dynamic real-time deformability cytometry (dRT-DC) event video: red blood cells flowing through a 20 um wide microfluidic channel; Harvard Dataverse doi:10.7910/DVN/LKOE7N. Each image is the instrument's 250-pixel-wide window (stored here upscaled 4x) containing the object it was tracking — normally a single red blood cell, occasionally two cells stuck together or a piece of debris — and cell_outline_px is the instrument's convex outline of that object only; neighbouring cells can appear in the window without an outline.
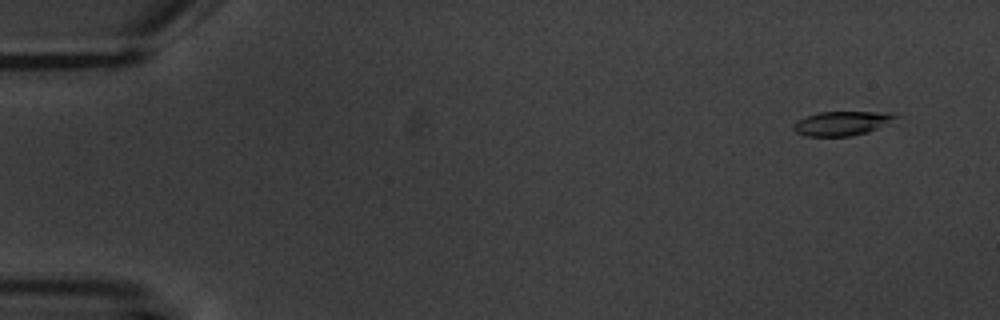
{"species": "common noctule bat (a hibernating species)", "species_latin": "Nyctalus noctula", "temperature_condition": "warm", "stored_images_in_passage": 5, "camera_frame_rate_fps": 3000, "um_per_image_px": 0.085, "animal": {"sex": "male", "body_mass_g": 20.1, "forearm_length_mm": 53.5}, "frame": {"image": 1, "passage_image": 2, "time_ms": 1.333, "image_size_px": [1000, 320], "cell_outline_px": [[896, 116], [876, 128], [868, 132], [852, 136], [804, 136], [796, 132], [792, 128], [792, 124], [796, 120], [804, 116], [816, 112], [888, 112]], "centroid_in_image_um": [71.4, 10.48], "position_along_channel_um": 13.6, "area_um2": 14.22}}